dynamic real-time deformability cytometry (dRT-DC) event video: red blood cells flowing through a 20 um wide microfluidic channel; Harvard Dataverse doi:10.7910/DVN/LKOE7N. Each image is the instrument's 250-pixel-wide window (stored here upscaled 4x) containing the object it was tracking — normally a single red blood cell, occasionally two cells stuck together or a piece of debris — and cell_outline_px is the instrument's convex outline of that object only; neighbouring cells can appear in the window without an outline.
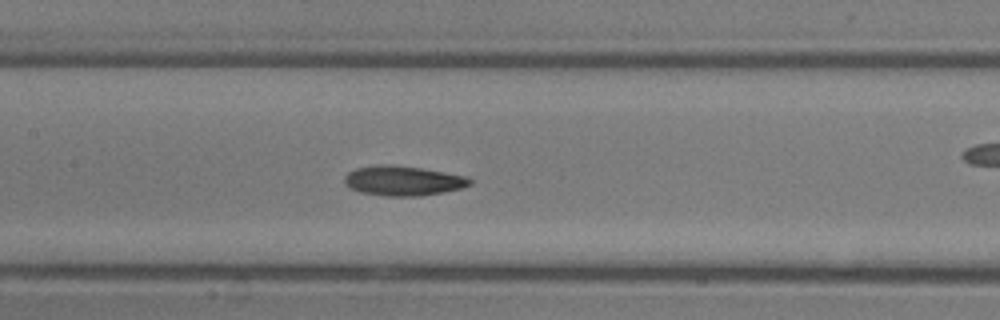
{"species": "common noctule bat (a hibernating species)", "species_latin": "Nyctalus noctula", "temperature_condition": "room temperature", "stored_images_in_passage": 35, "camera_frame_rate_fps": 3000, "um_per_image_px": 0.085, "animal": {"sex": "male", "body_mass_g": 13.3}, "frame": {"image": 1, "passage_image": 16, "time_ms": 5.0, "image_size_px": [1000, 320], "cell_outline_px": [[472, 184], [460, 188], [420, 196], [384, 196], [360, 192], [344, 184], [344, 176], [348, 172], [356, 168], [376, 164], [392, 164], [424, 168], [468, 176], [472, 180]], "centroid_in_image_um": [34.25, 15.34], "position_along_channel_um": 173.2, "area_um2": 21.96}}
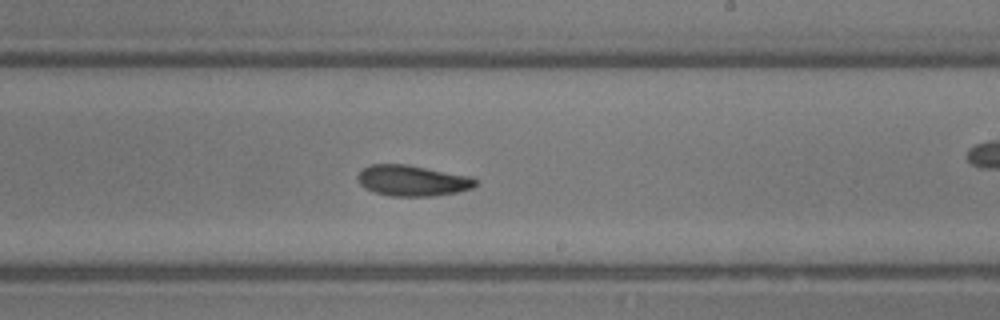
{"frame": {"image": 2, "passage_image": 20, "time_ms": 6.333, "image_size_px": [1000, 320], "cell_outline_px": [[480, 184], [472, 188], [456, 192], [432, 196], [388, 196], [364, 188], [360, 184], [356, 176], [368, 164], [408, 164], [468, 176], [476, 180]], "centroid_in_image_um": [35.03, 15.35], "position_along_channel_um": 254.0, "area_um2": 21.15}}